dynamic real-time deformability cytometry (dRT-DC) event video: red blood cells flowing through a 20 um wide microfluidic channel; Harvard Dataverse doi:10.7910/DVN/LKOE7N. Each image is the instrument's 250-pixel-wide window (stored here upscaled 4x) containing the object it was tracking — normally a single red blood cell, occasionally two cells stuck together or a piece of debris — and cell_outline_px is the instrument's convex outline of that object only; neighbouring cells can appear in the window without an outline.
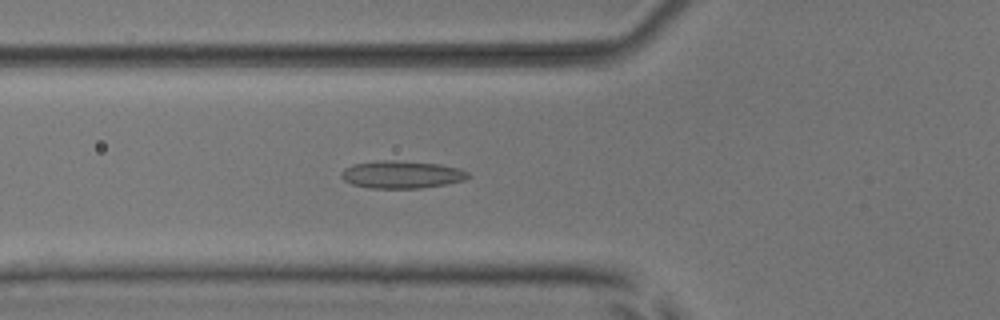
{"species": "common noctule bat (a hibernating species)", "species_latin": "Nyctalus noctula", "temperature_condition": "room temperature", "stored_images_in_passage": 36, "camera_frame_rate_fps": 3000, "um_per_image_px": 0.085, "animal": {"sex": "male", "body_mass_g": 17.9, "forearm_length_mm": 54.2}, "frame": {"image": 1, "passage_image": 8, "time_ms": 2.333, "image_size_px": [1000, 320], "cell_outline_px": [[468, 176], [464, 180], [444, 184], [420, 188], [368, 188], [352, 184], [344, 180], [340, 176], [340, 172], [344, 168], [352, 164], [380, 160], [396, 160], [440, 164], [460, 168], [468, 172]], "centroid_in_image_um": [34.09, 14.83], "position_along_channel_um": 91.7, "area_um2": 20.4}}
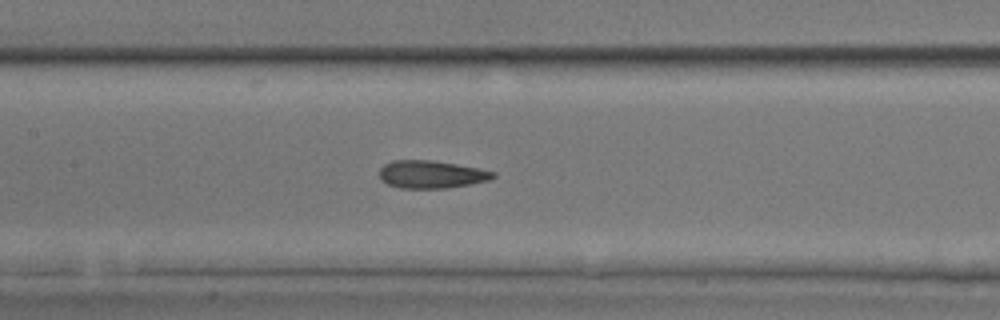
{"frame": {"image": 2, "passage_image": 14, "time_ms": 4.333, "image_size_px": [1000, 320], "cell_outline_px": [[496, 176], [488, 180], [468, 184], [444, 188], [400, 188], [388, 184], [380, 180], [380, 168], [384, 164], [392, 160], [432, 160], [480, 168], [496, 172]], "centroid_in_image_um": [36.64, 14.81], "position_along_channel_um": 170.8, "area_um2": 18.32}}
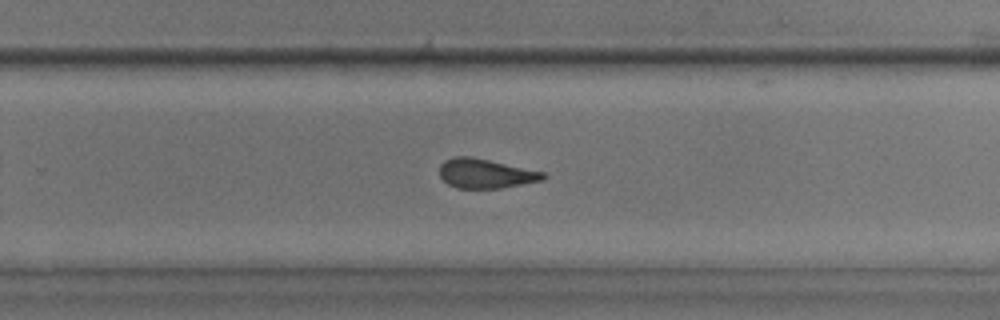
{"frame": {"image": 3, "passage_image": 23, "time_ms": 7.333, "image_size_px": [1000, 320], "cell_outline_px": [[548, 176], [544, 180], [500, 188], [456, 188], [448, 184], [440, 176], [440, 164], [444, 160], [452, 156], [472, 156], [544, 172]], "centroid_in_image_um": [41.27, 14.74], "position_along_channel_um": 288.5, "area_um2": 17.86}, "authors_computed_cell_mechanics": {"area_um2": 18.2359, "velocity_mm_per_s": 3.945, "shape_relaxation_time_tau1_ms": null, "shape_relaxation_time_tau2_ms": 2.05, "deformation_change_tau1": null, "deformation_change_tau2": 0.1099}}